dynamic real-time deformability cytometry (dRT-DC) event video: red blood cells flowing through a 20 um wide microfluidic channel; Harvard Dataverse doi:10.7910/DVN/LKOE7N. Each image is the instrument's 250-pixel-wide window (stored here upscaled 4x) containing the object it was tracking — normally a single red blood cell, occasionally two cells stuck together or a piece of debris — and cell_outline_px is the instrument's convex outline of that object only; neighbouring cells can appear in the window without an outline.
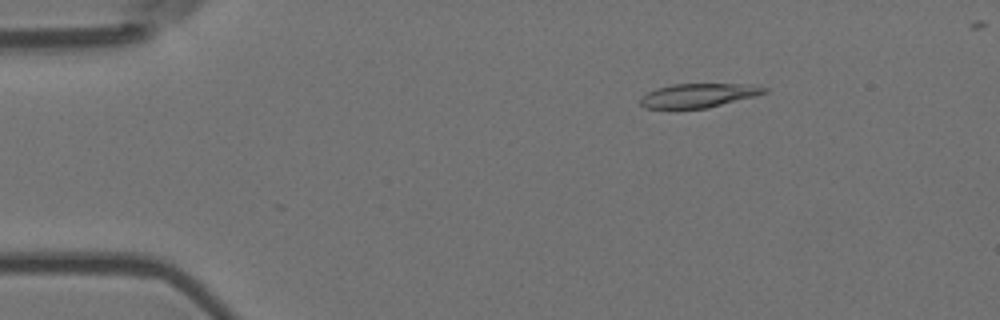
{"species": "Egyptian fruit bat (a non-hibernating species)", "species_latin": "Rousettus aegyptiacus", "temperature_condition": "room temperature", "stored_images_in_passage": 48, "camera_frame_rate_fps": 3000, "um_per_image_px": 0.085, "animal": {"sex": "female"}, "frame": {"image": 1, "passage_image": 2, "time_ms": 0.333, "image_size_px": [1000, 320], "cell_outline_px": [[768, 92], [756, 96], [708, 108], [644, 108], [640, 104], [640, 100], [648, 92], [656, 88], [672, 84], [740, 84], [768, 88]], "centroid_in_image_um": [59.37, 8.11], "position_along_channel_um": 25.6, "area_um2": 17.17}}
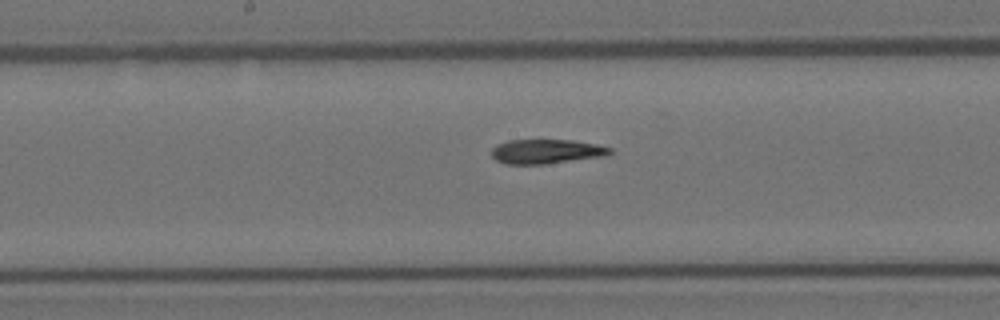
{"frame": {"image": 2, "passage_image": 22, "time_ms": 7.0, "image_size_px": [1000, 320], "cell_outline_px": [[612, 152], [608, 156], [544, 164], [504, 164], [496, 160], [492, 156], [492, 148], [496, 144], [508, 140], [572, 140], [596, 144], [612, 148]], "centroid_in_image_um": [46.45, 12.88], "position_along_channel_um": 201.8, "area_um2": 16.99}}
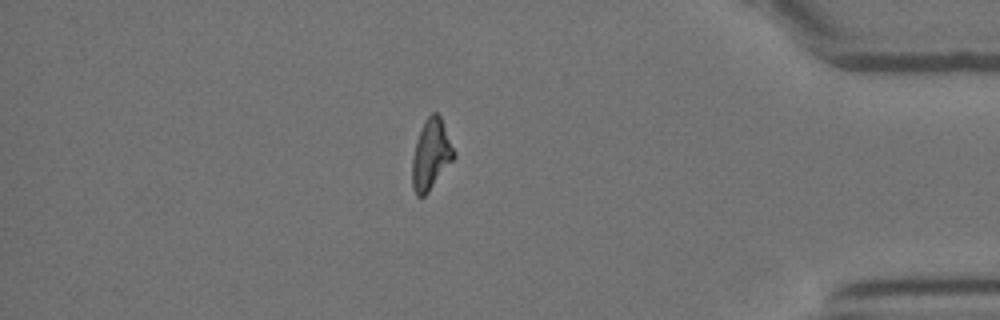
{"frame": {"image": 3, "passage_image": 41, "time_ms": 13.333, "image_size_px": [1000, 320], "cell_outline_px": [[456, 156], [428, 192], [424, 196], [416, 196], [412, 188], [412, 160], [416, 140], [420, 128], [424, 120], [432, 112], [436, 112], [440, 116], [456, 152]], "centroid_in_image_um": [36.63, 13.12], "position_along_channel_um": 398.6, "area_um2": 17.17}}